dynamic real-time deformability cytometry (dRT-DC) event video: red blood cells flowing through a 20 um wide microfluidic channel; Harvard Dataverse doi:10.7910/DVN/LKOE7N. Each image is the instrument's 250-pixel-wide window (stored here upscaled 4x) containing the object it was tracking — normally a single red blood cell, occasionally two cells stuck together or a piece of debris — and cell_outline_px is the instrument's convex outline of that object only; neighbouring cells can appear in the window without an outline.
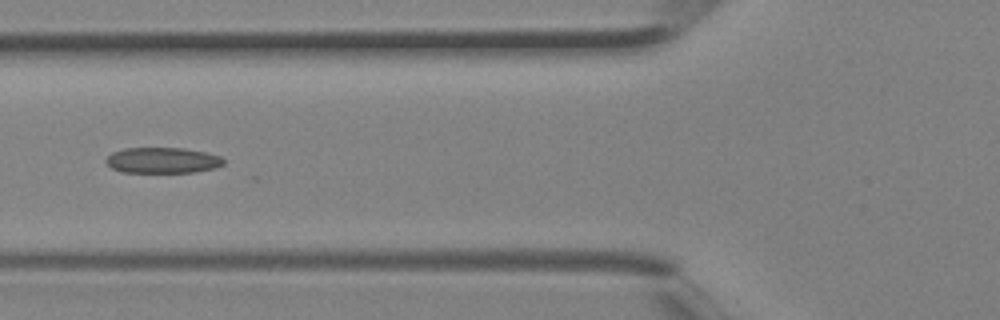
{"species": "Egyptian fruit bat (a non-hibernating species)", "species_latin": "Rousettus aegyptiacus", "temperature_condition": "room temperature", "stored_images_in_passage": 4, "camera_frame_rate_fps": 3000, "um_per_image_px": 0.085, "animal": {"sex": "female"}, "frame": {"image": 1, "passage_image": 4, "time_ms": 1.0, "image_size_px": [1000, 320], "cell_outline_px": [[224, 164], [216, 168], [192, 172], [124, 172], [112, 168], [104, 160], [112, 152], [124, 148], [184, 148], [204, 152], [220, 156], [224, 160]], "centroid_in_image_um": [13.81, 13.62], "position_along_channel_um": 112.0, "area_um2": 17.57}}